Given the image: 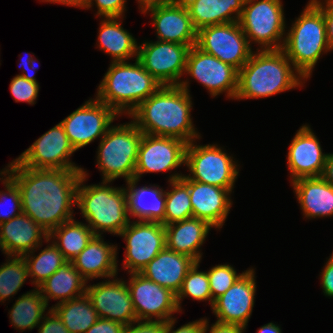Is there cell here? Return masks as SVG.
Here are the masks:
<instances>
[{
	"label": "cell",
	"instance_id": "484cf974",
	"mask_svg": "<svg viewBox=\"0 0 333 333\" xmlns=\"http://www.w3.org/2000/svg\"><path fill=\"white\" fill-rule=\"evenodd\" d=\"M164 227L166 247L177 253L187 255L200 263L202 254L199 248L204 243L212 226L205 220L190 217Z\"/></svg>",
	"mask_w": 333,
	"mask_h": 333
},
{
	"label": "cell",
	"instance_id": "b9f144b4",
	"mask_svg": "<svg viewBox=\"0 0 333 333\" xmlns=\"http://www.w3.org/2000/svg\"><path fill=\"white\" fill-rule=\"evenodd\" d=\"M95 1L98 12L97 15L103 16L104 18L108 17H123L125 12V2L126 0H88L85 8H90Z\"/></svg>",
	"mask_w": 333,
	"mask_h": 333
},
{
	"label": "cell",
	"instance_id": "7402d4cb",
	"mask_svg": "<svg viewBox=\"0 0 333 333\" xmlns=\"http://www.w3.org/2000/svg\"><path fill=\"white\" fill-rule=\"evenodd\" d=\"M189 188L193 217L207 221L212 228H221L229 214L232 201L228 195L232 189L180 178Z\"/></svg>",
	"mask_w": 333,
	"mask_h": 333
},
{
	"label": "cell",
	"instance_id": "ffe728a7",
	"mask_svg": "<svg viewBox=\"0 0 333 333\" xmlns=\"http://www.w3.org/2000/svg\"><path fill=\"white\" fill-rule=\"evenodd\" d=\"M114 278L87 286L86 294L99 318L129 325L137 320L130 291L125 281Z\"/></svg>",
	"mask_w": 333,
	"mask_h": 333
},
{
	"label": "cell",
	"instance_id": "e0dca14e",
	"mask_svg": "<svg viewBox=\"0 0 333 333\" xmlns=\"http://www.w3.org/2000/svg\"><path fill=\"white\" fill-rule=\"evenodd\" d=\"M187 144L178 138L143 133L134 178L139 180L143 173L165 172L185 165Z\"/></svg>",
	"mask_w": 333,
	"mask_h": 333
},
{
	"label": "cell",
	"instance_id": "816d5d0a",
	"mask_svg": "<svg viewBox=\"0 0 333 333\" xmlns=\"http://www.w3.org/2000/svg\"><path fill=\"white\" fill-rule=\"evenodd\" d=\"M44 2L50 3H60L67 6H75L80 8H85L88 0H42Z\"/></svg>",
	"mask_w": 333,
	"mask_h": 333
},
{
	"label": "cell",
	"instance_id": "5bb4252c",
	"mask_svg": "<svg viewBox=\"0 0 333 333\" xmlns=\"http://www.w3.org/2000/svg\"><path fill=\"white\" fill-rule=\"evenodd\" d=\"M75 151L63 126L58 123L15 160L21 166L33 169L83 170L69 159Z\"/></svg>",
	"mask_w": 333,
	"mask_h": 333
},
{
	"label": "cell",
	"instance_id": "8992f818",
	"mask_svg": "<svg viewBox=\"0 0 333 333\" xmlns=\"http://www.w3.org/2000/svg\"><path fill=\"white\" fill-rule=\"evenodd\" d=\"M282 50L305 79L310 77L320 55L331 50L323 11L312 0L292 24Z\"/></svg>",
	"mask_w": 333,
	"mask_h": 333
},
{
	"label": "cell",
	"instance_id": "4dcf8cb0",
	"mask_svg": "<svg viewBox=\"0 0 333 333\" xmlns=\"http://www.w3.org/2000/svg\"><path fill=\"white\" fill-rule=\"evenodd\" d=\"M117 19H122V17H108L101 21L98 35L99 48L113 57L111 62L137 58V41L127 30L123 29Z\"/></svg>",
	"mask_w": 333,
	"mask_h": 333
},
{
	"label": "cell",
	"instance_id": "e575fe53",
	"mask_svg": "<svg viewBox=\"0 0 333 333\" xmlns=\"http://www.w3.org/2000/svg\"><path fill=\"white\" fill-rule=\"evenodd\" d=\"M183 175H170L169 181L173 190L165 192L164 226L193 217L188 186L180 179Z\"/></svg>",
	"mask_w": 333,
	"mask_h": 333
},
{
	"label": "cell",
	"instance_id": "2e32d148",
	"mask_svg": "<svg viewBox=\"0 0 333 333\" xmlns=\"http://www.w3.org/2000/svg\"><path fill=\"white\" fill-rule=\"evenodd\" d=\"M185 73L200 82L212 96L227 92L228 97H236L238 71L213 55L203 52L196 45L189 50Z\"/></svg>",
	"mask_w": 333,
	"mask_h": 333
},
{
	"label": "cell",
	"instance_id": "7c38bea8",
	"mask_svg": "<svg viewBox=\"0 0 333 333\" xmlns=\"http://www.w3.org/2000/svg\"><path fill=\"white\" fill-rule=\"evenodd\" d=\"M119 236L127 244L123 267L129 273H140L166 247V231L160 222H129Z\"/></svg>",
	"mask_w": 333,
	"mask_h": 333
},
{
	"label": "cell",
	"instance_id": "52a82bcc",
	"mask_svg": "<svg viewBox=\"0 0 333 333\" xmlns=\"http://www.w3.org/2000/svg\"><path fill=\"white\" fill-rule=\"evenodd\" d=\"M143 133L136 124L111 126L98 146L97 165L103 174L102 181L119 177L134 179L138 149Z\"/></svg>",
	"mask_w": 333,
	"mask_h": 333
},
{
	"label": "cell",
	"instance_id": "681fc988",
	"mask_svg": "<svg viewBox=\"0 0 333 333\" xmlns=\"http://www.w3.org/2000/svg\"><path fill=\"white\" fill-rule=\"evenodd\" d=\"M209 330V333H243L242 331L245 330V327L234 324L220 323L216 321L214 324H212Z\"/></svg>",
	"mask_w": 333,
	"mask_h": 333
},
{
	"label": "cell",
	"instance_id": "ac0fdd59",
	"mask_svg": "<svg viewBox=\"0 0 333 333\" xmlns=\"http://www.w3.org/2000/svg\"><path fill=\"white\" fill-rule=\"evenodd\" d=\"M147 11L152 15L157 41L196 45L198 31L193 25L187 7L181 0L161 1L142 13Z\"/></svg>",
	"mask_w": 333,
	"mask_h": 333
},
{
	"label": "cell",
	"instance_id": "7dc6e473",
	"mask_svg": "<svg viewBox=\"0 0 333 333\" xmlns=\"http://www.w3.org/2000/svg\"><path fill=\"white\" fill-rule=\"evenodd\" d=\"M125 325L105 318H99L85 333H122Z\"/></svg>",
	"mask_w": 333,
	"mask_h": 333
},
{
	"label": "cell",
	"instance_id": "4316f807",
	"mask_svg": "<svg viewBox=\"0 0 333 333\" xmlns=\"http://www.w3.org/2000/svg\"><path fill=\"white\" fill-rule=\"evenodd\" d=\"M292 185L305 217L333 216V186L322 176L299 178Z\"/></svg>",
	"mask_w": 333,
	"mask_h": 333
},
{
	"label": "cell",
	"instance_id": "6f0895ef",
	"mask_svg": "<svg viewBox=\"0 0 333 333\" xmlns=\"http://www.w3.org/2000/svg\"><path fill=\"white\" fill-rule=\"evenodd\" d=\"M0 249H2V251H3V247H2V244H1V240H0Z\"/></svg>",
	"mask_w": 333,
	"mask_h": 333
},
{
	"label": "cell",
	"instance_id": "44dd1931",
	"mask_svg": "<svg viewBox=\"0 0 333 333\" xmlns=\"http://www.w3.org/2000/svg\"><path fill=\"white\" fill-rule=\"evenodd\" d=\"M327 154L309 126L303 125L292 139L287 155L291 182L323 175Z\"/></svg>",
	"mask_w": 333,
	"mask_h": 333
},
{
	"label": "cell",
	"instance_id": "f35d334b",
	"mask_svg": "<svg viewBox=\"0 0 333 333\" xmlns=\"http://www.w3.org/2000/svg\"><path fill=\"white\" fill-rule=\"evenodd\" d=\"M243 273L237 274L229 264L216 265L207 271L212 300L223 295Z\"/></svg>",
	"mask_w": 333,
	"mask_h": 333
},
{
	"label": "cell",
	"instance_id": "3957f363",
	"mask_svg": "<svg viewBox=\"0 0 333 333\" xmlns=\"http://www.w3.org/2000/svg\"><path fill=\"white\" fill-rule=\"evenodd\" d=\"M251 53L238 71V90L235 99L269 97L300 87L305 78L297 72L282 49L260 50ZM295 71V73H294Z\"/></svg>",
	"mask_w": 333,
	"mask_h": 333
},
{
	"label": "cell",
	"instance_id": "f6af8a7d",
	"mask_svg": "<svg viewBox=\"0 0 333 333\" xmlns=\"http://www.w3.org/2000/svg\"><path fill=\"white\" fill-rule=\"evenodd\" d=\"M49 316L44 315L43 320L39 324L38 333H69L67 328L64 326L60 317L51 308L49 309Z\"/></svg>",
	"mask_w": 333,
	"mask_h": 333
},
{
	"label": "cell",
	"instance_id": "6da1fadb",
	"mask_svg": "<svg viewBox=\"0 0 333 333\" xmlns=\"http://www.w3.org/2000/svg\"><path fill=\"white\" fill-rule=\"evenodd\" d=\"M83 170L33 169L16 160L4 169L20 189L22 213L48 234L73 219V205ZM72 210V211H71Z\"/></svg>",
	"mask_w": 333,
	"mask_h": 333
},
{
	"label": "cell",
	"instance_id": "5b68a950",
	"mask_svg": "<svg viewBox=\"0 0 333 333\" xmlns=\"http://www.w3.org/2000/svg\"><path fill=\"white\" fill-rule=\"evenodd\" d=\"M87 174L83 169L76 192V205L94 235H101V230L119 235L131 222L125 188L110 187L107 185L110 181L85 186L83 183Z\"/></svg>",
	"mask_w": 333,
	"mask_h": 333
},
{
	"label": "cell",
	"instance_id": "cb8c5ba5",
	"mask_svg": "<svg viewBox=\"0 0 333 333\" xmlns=\"http://www.w3.org/2000/svg\"><path fill=\"white\" fill-rule=\"evenodd\" d=\"M195 263L193 258L165 247L140 274L177 294L186 274Z\"/></svg>",
	"mask_w": 333,
	"mask_h": 333
},
{
	"label": "cell",
	"instance_id": "7a4b0ae2",
	"mask_svg": "<svg viewBox=\"0 0 333 333\" xmlns=\"http://www.w3.org/2000/svg\"><path fill=\"white\" fill-rule=\"evenodd\" d=\"M188 81L162 85L129 115L142 133L174 137L188 144L200 138L192 123Z\"/></svg>",
	"mask_w": 333,
	"mask_h": 333
},
{
	"label": "cell",
	"instance_id": "d590c367",
	"mask_svg": "<svg viewBox=\"0 0 333 333\" xmlns=\"http://www.w3.org/2000/svg\"><path fill=\"white\" fill-rule=\"evenodd\" d=\"M31 255L30 252L23 257L27 263L29 276L33 278V282L31 283H33L36 288L67 262L62 252L54 243L46 246L44 250H41L39 255L34 257Z\"/></svg>",
	"mask_w": 333,
	"mask_h": 333
},
{
	"label": "cell",
	"instance_id": "d6986e66",
	"mask_svg": "<svg viewBox=\"0 0 333 333\" xmlns=\"http://www.w3.org/2000/svg\"><path fill=\"white\" fill-rule=\"evenodd\" d=\"M254 269L246 270L212 306L217 322L247 326L254 307L256 282Z\"/></svg>",
	"mask_w": 333,
	"mask_h": 333
},
{
	"label": "cell",
	"instance_id": "7bdbcfd3",
	"mask_svg": "<svg viewBox=\"0 0 333 333\" xmlns=\"http://www.w3.org/2000/svg\"><path fill=\"white\" fill-rule=\"evenodd\" d=\"M165 328L166 322L157 321L155 318L152 321L136 320L129 325H125L122 333H165Z\"/></svg>",
	"mask_w": 333,
	"mask_h": 333
},
{
	"label": "cell",
	"instance_id": "9f6ffc18",
	"mask_svg": "<svg viewBox=\"0 0 333 333\" xmlns=\"http://www.w3.org/2000/svg\"><path fill=\"white\" fill-rule=\"evenodd\" d=\"M27 58H25L24 60L21 61V67L23 68V70H27L30 68V62L31 59L33 58V56L27 54Z\"/></svg>",
	"mask_w": 333,
	"mask_h": 333
},
{
	"label": "cell",
	"instance_id": "1f68e13d",
	"mask_svg": "<svg viewBox=\"0 0 333 333\" xmlns=\"http://www.w3.org/2000/svg\"><path fill=\"white\" fill-rule=\"evenodd\" d=\"M51 308L60 317L69 333H85L99 319L87 294L57 303Z\"/></svg>",
	"mask_w": 333,
	"mask_h": 333
},
{
	"label": "cell",
	"instance_id": "f5cc1de1",
	"mask_svg": "<svg viewBox=\"0 0 333 333\" xmlns=\"http://www.w3.org/2000/svg\"><path fill=\"white\" fill-rule=\"evenodd\" d=\"M257 333H281V329L274 323H268L258 329Z\"/></svg>",
	"mask_w": 333,
	"mask_h": 333
},
{
	"label": "cell",
	"instance_id": "ee69618b",
	"mask_svg": "<svg viewBox=\"0 0 333 333\" xmlns=\"http://www.w3.org/2000/svg\"><path fill=\"white\" fill-rule=\"evenodd\" d=\"M176 322L175 318H171L166 322L165 333H207L209 329V322L206 319H199L193 322H189L176 330H173V326Z\"/></svg>",
	"mask_w": 333,
	"mask_h": 333
},
{
	"label": "cell",
	"instance_id": "8fae6325",
	"mask_svg": "<svg viewBox=\"0 0 333 333\" xmlns=\"http://www.w3.org/2000/svg\"><path fill=\"white\" fill-rule=\"evenodd\" d=\"M192 46L167 41H145L138 46L137 59L161 85H179Z\"/></svg>",
	"mask_w": 333,
	"mask_h": 333
},
{
	"label": "cell",
	"instance_id": "83f0119b",
	"mask_svg": "<svg viewBox=\"0 0 333 333\" xmlns=\"http://www.w3.org/2000/svg\"><path fill=\"white\" fill-rule=\"evenodd\" d=\"M196 30L216 24L238 22L245 0H181ZM236 16H235V15ZM233 15V16H232Z\"/></svg>",
	"mask_w": 333,
	"mask_h": 333
},
{
	"label": "cell",
	"instance_id": "db71d44e",
	"mask_svg": "<svg viewBox=\"0 0 333 333\" xmlns=\"http://www.w3.org/2000/svg\"><path fill=\"white\" fill-rule=\"evenodd\" d=\"M35 59H31V62H30V68L27 69V70H23L24 73L22 74H19V75H22L25 79L29 80V81H33V82H37L35 77H34V73L32 74L31 72H33L32 70H36V64H35Z\"/></svg>",
	"mask_w": 333,
	"mask_h": 333
},
{
	"label": "cell",
	"instance_id": "f546056e",
	"mask_svg": "<svg viewBox=\"0 0 333 333\" xmlns=\"http://www.w3.org/2000/svg\"><path fill=\"white\" fill-rule=\"evenodd\" d=\"M86 283L72 261H67L38 288L48 305L51 298L61 303L85 295Z\"/></svg>",
	"mask_w": 333,
	"mask_h": 333
},
{
	"label": "cell",
	"instance_id": "d4e9b609",
	"mask_svg": "<svg viewBox=\"0 0 333 333\" xmlns=\"http://www.w3.org/2000/svg\"><path fill=\"white\" fill-rule=\"evenodd\" d=\"M116 247L104 242L101 235H94L72 264L86 281L98 277L113 278L118 270Z\"/></svg>",
	"mask_w": 333,
	"mask_h": 333
},
{
	"label": "cell",
	"instance_id": "74e56055",
	"mask_svg": "<svg viewBox=\"0 0 333 333\" xmlns=\"http://www.w3.org/2000/svg\"><path fill=\"white\" fill-rule=\"evenodd\" d=\"M199 262H196L188 271L184 278L181 288L176 294V302L179 311L181 310V300L184 297H192L197 301H210L211 308L214 304L207 272L198 271Z\"/></svg>",
	"mask_w": 333,
	"mask_h": 333
},
{
	"label": "cell",
	"instance_id": "8d00e7d4",
	"mask_svg": "<svg viewBox=\"0 0 333 333\" xmlns=\"http://www.w3.org/2000/svg\"><path fill=\"white\" fill-rule=\"evenodd\" d=\"M7 263L0 266V302L13 296L29 277L26 260L23 256H10Z\"/></svg>",
	"mask_w": 333,
	"mask_h": 333
},
{
	"label": "cell",
	"instance_id": "836d02e7",
	"mask_svg": "<svg viewBox=\"0 0 333 333\" xmlns=\"http://www.w3.org/2000/svg\"><path fill=\"white\" fill-rule=\"evenodd\" d=\"M47 306L39 288H35L15 301L9 313L11 323L21 332L32 330L41 323Z\"/></svg>",
	"mask_w": 333,
	"mask_h": 333
},
{
	"label": "cell",
	"instance_id": "60d3db41",
	"mask_svg": "<svg viewBox=\"0 0 333 333\" xmlns=\"http://www.w3.org/2000/svg\"><path fill=\"white\" fill-rule=\"evenodd\" d=\"M10 92L15 102H27L33 105L38 96L39 84L25 79L22 75H16L11 80Z\"/></svg>",
	"mask_w": 333,
	"mask_h": 333
},
{
	"label": "cell",
	"instance_id": "30bf717a",
	"mask_svg": "<svg viewBox=\"0 0 333 333\" xmlns=\"http://www.w3.org/2000/svg\"><path fill=\"white\" fill-rule=\"evenodd\" d=\"M196 46L239 71L249 60L252 48L239 22H228L201 28Z\"/></svg>",
	"mask_w": 333,
	"mask_h": 333
},
{
	"label": "cell",
	"instance_id": "bcb514c9",
	"mask_svg": "<svg viewBox=\"0 0 333 333\" xmlns=\"http://www.w3.org/2000/svg\"><path fill=\"white\" fill-rule=\"evenodd\" d=\"M312 1L323 11L326 23L327 40L330 49L333 50V0H325L324 3L321 2V0Z\"/></svg>",
	"mask_w": 333,
	"mask_h": 333
},
{
	"label": "cell",
	"instance_id": "9a60e30c",
	"mask_svg": "<svg viewBox=\"0 0 333 333\" xmlns=\"http://www.w3.org/2000/svg\"><path fill=\"white\" fill-rule=\"evenodd\" d=\"M127 284L137 320H153L167 322L174 312H180L176 302V294L170 289L145 278L140 273H130ZM153 317V318H152Z\"/></svg>",
	"mask_w": 333,
	"mask_h": 333
},
{
	"label": "cell",
	"instance_id": "11a10c76",
	"mask_svg": "<svg viewBox=\"0 0 333 333\" xmlns=\"http://www.w3.org/2000/svg\"><path fill=\"white\" fill-rule=\"evenodd\" d=\"M161 1H167V0H138V3L140 5L141 12H143L147 8L157 5Z\"/></svg>",
	"mask_w": 333,
	"mask_h": 333
},
{
	"label": "cell",
	"instance_id": "c3c4849f",
	"mask_svg": "<svg viewBox=\"0 0 333 333\" xmlns=\"http://www.w3.org/2000/svg\"><path fill=\"white\" fill-rule=\"evenodd\" d=\"M320 276L324 294L333 297V260L328 259Z\"/></svg>",
	"mask_w": 333,
	"mask_h": 333
},
{
	"label": "cell",
	"instance_id": "603a6c76",
	"mask_svg": "<svg viewBox=\"0 0 333 333\" xmlns=\"http://www.w3.org/2000/svg\"><path fill=\"white\" fill-rule=\"evenodd\" d=\"M48 236L46 230L24 213L0 224V240L7 258L33 254L42 245V238L50 241Z\"/></svg>",
	"mask_w": 333,
	"mask_h": 333
},
{
	"label": "cell",
	"instance_id": "4fadbf2b",
	"mask_svg": "<svg viewBox=\"0 0 333 333\" xmlns=\"http://www.w3.org/2000/svg\"><path fill=\"white\" fill-rule=\"evenodd\" d=\"M117 113L105 103L90 99L60 122L71 145L78 150L105 136Z\"/></svg>",
	"mask_w": 333,
	"mask_h": 333
},
{
	"label": "cell",
	"instance_id": "d6a6232c",
	"mask_svg": "<svg viewBox=\"0 0 333 333\" xmlns=\"http://www.w3.org/2000/svg\"><path fill=\"white\" fill-rule=\"evenodd\" d=\"M94 233L91 228L74 219L62 223L53 229L48 239L56 238L52 243L62 252L67 261H72L92 239Z\"/></svg>",
	"mask_w": 333,
	"mask_h": 333
},
{
	"label": "cell",
	"instance_id": "f907efd6",
	"mask_svg": "<svg viewBox=\"0 0 333 333\" xmlns=\"http://www.w3.org/2000/svg\"><path fill=\"white\" fill-rule=\"evenodd\" d=\"M322 177L333 186V154H327Z\"/></svg>",
	"mask_w": 333,
	"mask_h": 333
},
{
	"label": "cell",
	"instance_id": "277c9868",
	"mask_svg": "<svg viewBox=\"0 0 333 333\" xmlns=\"http://www.w3.org/2000/svg\"><path fill=\"white\" fill-rule=\"evenodd\" d=\"M161 86L137 58L134 64L112 62L98 87L96 99L111 107L118 115H130Z\"/></svg>",
	"mask_w": 333,
	"mask_h": 333
},
{
	"label": "cell",
	"instance_id": "9c48e42d",
	"mask_svg": "<svg viewBox=\"0 0 333 333\" xmlns=\"http://www.w3.org/2000/svg\"><path fill=\"white\" fill-rule=\"evenodd\" d=\"M232 158L217 145L201 146L192 141L186 148L185 165L191 173L187 177L200 183L233 189L239 170Z\"/></svg>",
	"mask_w": 333,
	"mask_h": 333
},
{
	"label": "cell",
	"instance_id": "ab89813d",
	"mask_svg": "<svg viewBox=\"0 0 333 333\" xmlns=\"http://www.w3.org/2000/svg\"><path fill=\"white\" fill-rule=\"evenodd\" d=\"M0 174L5 175V178L3 179L2 182L6 188L5 189L6 192L0 191V205H2L4 202H6L5 201L6 199H9L12 203L10 208L8 206L9 209H7L5 207L7 210H5V208H3L4 210L2 211V209L0 208L1 209L0 210V224H1L3 222L9 221L11 218H14V217L20 215L22 213V205H21L20 189L17 187L15 182L9 176H6V173H4L2 171ZM9 200H7V201H9Z\"/></svg>",
	"mask_w": 333,
	"mask_h": 333
},
{
	"label": "cell",
	"instance_id": "f1b7e54d",
	"mask_svg": "<svg viewBox=\"0 0 333 333\" xmlns=\"http://www.w3.org/2000/svg\"><path fill=\"white\" fill-rule=\"evenodd\" d=\"M138 179H131L125 188L128 201V213L137 217L140 221L160 222L164 221L165 215V192L157 185L137 188ZM150 201H149V199Z\"/></svg>",
	"mask_w": 333,
	"mask_h": 333
},
{
	"label": "cell",
	"instance_id": "ba28073f",
	"mask_svg": "<svg viewBox=\"0 0 333 333\" xmlns=\"http://www.w3.org/2000/svg\"><path fill=\"white\" fill-rule=\"evenodd\" d=\"M283 12L280 0H245L238 22L250 47L254 41L259 50L282 49L286 35Z\"/></svg>",
	"mask_w": 333,
	"mask_h": 333
}]
</instances>
